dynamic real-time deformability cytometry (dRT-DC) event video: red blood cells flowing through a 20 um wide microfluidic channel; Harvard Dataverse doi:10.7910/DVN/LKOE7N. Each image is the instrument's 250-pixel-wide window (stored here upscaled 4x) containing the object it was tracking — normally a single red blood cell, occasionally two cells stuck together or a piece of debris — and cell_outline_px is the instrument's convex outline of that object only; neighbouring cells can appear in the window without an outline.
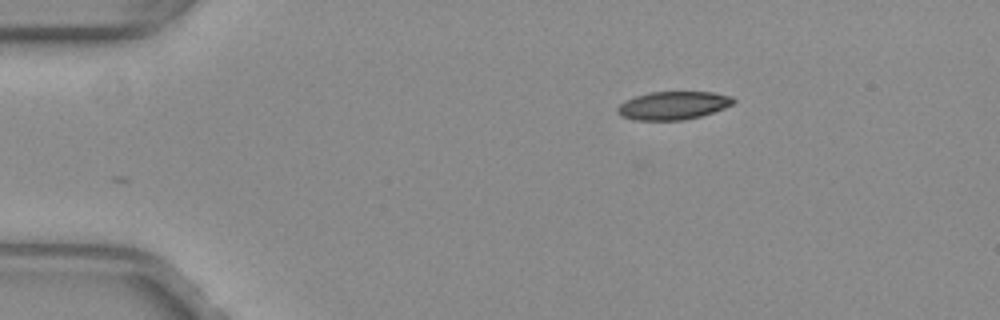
{"species": "common noctule bat (a hibernating species)", "species_latin": "Nyctalus noctula", "temperature_condition": "warm", "stored_images_in_passage": 32, "camera_frame_rate_fps": 3000, "um_per_image_px": 0.085, "animal": {"sex": "female", "body_mass_g": 29.2, "forearm_length_mm": 56.3}, "frame": {"image": 1, "passage_image": 1, "time_ms": 0.0, "image_size_px": [1000, 320], "cell_outline_px": [[736, 100], [732, 104], [724, 108], [700, 116], [684, 120], [636, 120], [620, 116], [616, 112], [616, 108], [624, 100], [648, 92], [712, 92], [732, 96]], "centroid_in_image_um": [57.18, 8.96], "position_along_channel_um": 27.8, "area_um2": 19.07}}
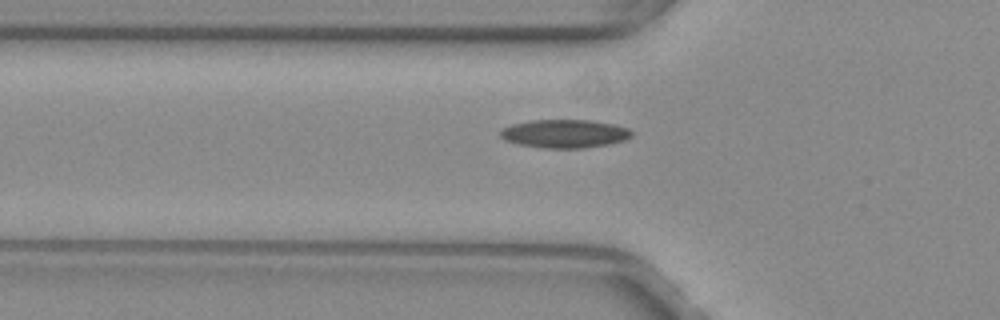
{"frame": {"image": 2, "passage_image": 10, "time_ms": 3.0, "image_size_px": [1000, 320], "cell_outline_px": [[632, 136], [624, 140], [608, 144], [584, 148], [544, 148], [520, 144], [504, 140], [500, 136], [500, 128], [512, 124], [532, 120], [592, 120], [612, 124], [628, 128], [632, 132]], "centroid_in_image_um": [47.97, 11.36], "position_along_channel_um": 77.8, "area_um2": 21.68}}
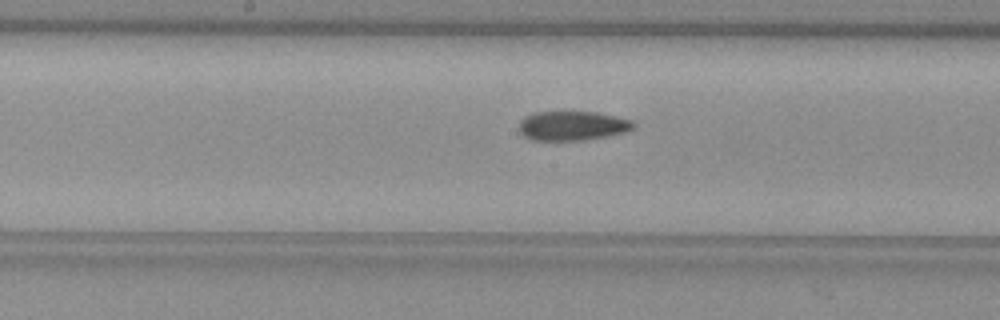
{"frame": {"image": 3, "passage_image": 19, "time_ms": 6.0, "image_size_px": [1000, 320], "cell_outline_px": [[636, 124], [628, 132], [608, 136], [584, 140], [532, 140], [524, 136], [520, 132], [520, 120], [524, 116], [536, 112], [596, 112], [616, 116], [632, 120]], "centroid_in_image_um": [48.68, 10.69], "position_along_channel_um": 199.5, "area_um2": 19.65}, "authors_computed_cell_mechanics": {"area_um2": 20.3167, "velocity_mm_per_s": 4.0325, "shape_relaxation_time_tau1_ms": null, "shape_relaxation_time_tau2_ms": 3.5684, "deformation_change_tau1": null, "deformation_change_tau2": 0.1038}}